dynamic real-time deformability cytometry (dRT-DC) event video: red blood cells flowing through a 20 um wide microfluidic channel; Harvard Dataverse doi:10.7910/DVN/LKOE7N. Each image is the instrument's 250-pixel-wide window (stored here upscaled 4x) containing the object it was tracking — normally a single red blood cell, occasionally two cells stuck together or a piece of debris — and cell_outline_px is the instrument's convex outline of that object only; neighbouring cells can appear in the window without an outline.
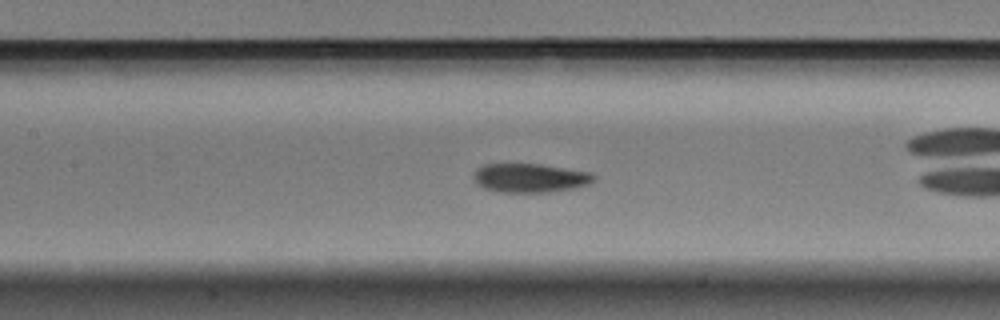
{"species": "Egyptian fruit bat (a non-hibernating species)", "species_latin": "Rousettus aegyptiacus", "temperature_condition": "warm", "stored_images_in_passage": 33, "camera_frame_rate_fps": 3000, "um_per_image_px": 0.085, "animal": {"sex": "male"}, "frame": {"image": 1, "passage_image": 10, "time_ms": 3.0, "image_size_px": [1000, 320], "cell_outline_px": [[596, 180], [588, 184], [572, 188], [548, 192], [500, 192], [484, 188], [476, 184], [472, 176], [476, 168], [484, 164], [540, 164], [592, 172], [596, 176]], "centroid_in_image_um": [45.04, 15.12], "position_along_channel_um": 162.4, "area_um2": 20.4}}
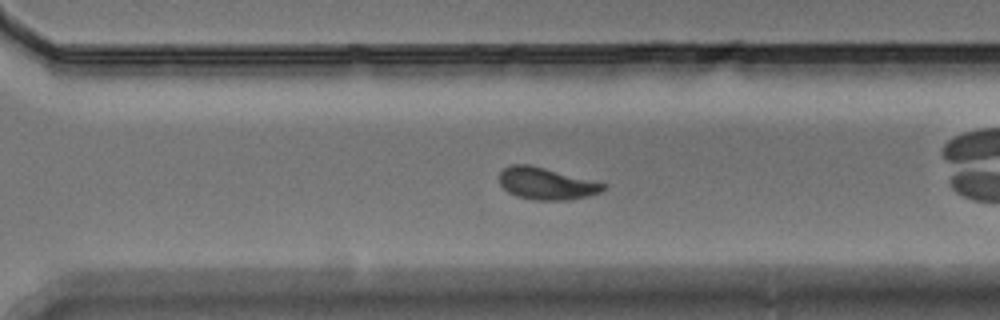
{"frame": {"image": 2, "passage_image": 24, "time_ms": 7.667, "image_size_px": [1000, 320], "cell_outline_px": [[608, 188], [600, 192], [588, 196], [568, 200], [532, 200], [516, 196], [508, 192], [500, 184], [500, 172], [504, 168], [512, 164], [528, 164], [608, 184]], "centroid_in_image_um": [46.46, 15.61], "position_along_channel_um": 324.1, "area_um2": 19.36}, "authors_computed_cell_mechanics": {"area_um2": 20.2878, "velocity_mm_per_s": 3.4821, "shape_relaxation_time_tau1_ms": 3.3206, "shape_relaxation_time_tau2_ms": 4.065, "deformation_change_tau1": 0.1041, "deformation_change_tau2": 0.0539}}